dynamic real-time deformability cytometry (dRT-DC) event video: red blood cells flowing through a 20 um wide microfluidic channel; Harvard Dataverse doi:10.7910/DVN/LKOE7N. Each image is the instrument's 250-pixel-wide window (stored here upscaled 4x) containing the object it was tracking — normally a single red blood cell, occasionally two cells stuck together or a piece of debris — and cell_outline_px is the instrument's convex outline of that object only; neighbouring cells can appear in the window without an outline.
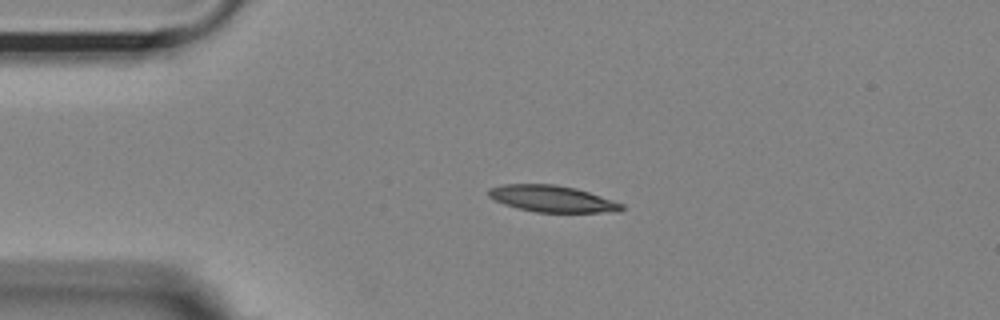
{"species": "Egyptian fruit bat (a non-hibernating species)", "species_latin": "Rousettus aegyptiacus", "temperature_condition": "room temperature", "stored_images_in_passage": 27, "camera_frame_rate_fps": 3000, "um_per_image_px": 0.085, "animal": {"sex": "female"}, "frame": {"image": 1, "passage_image": 1, "time_ms": 0.0, "image_size_px": [1000, 320], "cell_outline_px": [[624, 208], [616, 212], [536, 212], [504, 204], [488, 196], [488, 188], [504, 184], [556, 184], [576, 188], [624, 204]], "centroid_in_image_um": [46.93, 16.89], "position_along_channel_um": 38.1, "area_um2": 20.4}}
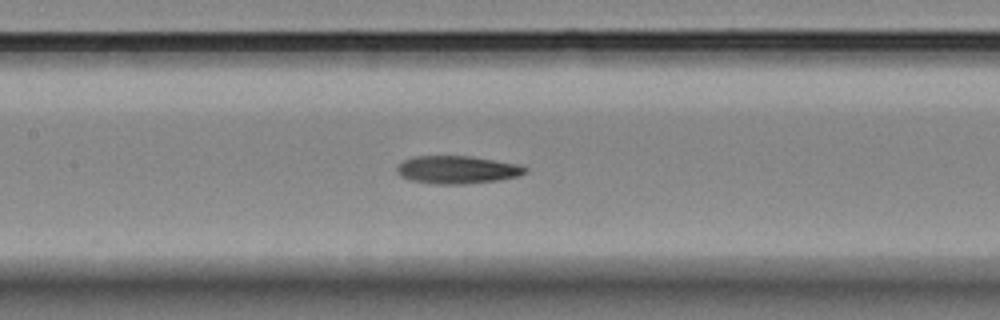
{"frame": {"image": 2, "passage_image": 14, "time_ms": 4.333, "image_size_px": [1000, 320], "cell_outline_px": [[528, 172], [520, 176], [500, 180], [464, 184], [436, 184], [412, 180], [400, 176], [396, 172], [396, 168], [404, 160], [416, 156], [472, 156], [516, 164], [528, 168]], "centroid_in_image_um": [38.89, 14.43], "position_along_channel_um": 168.5, "area_um2": 20.81}}
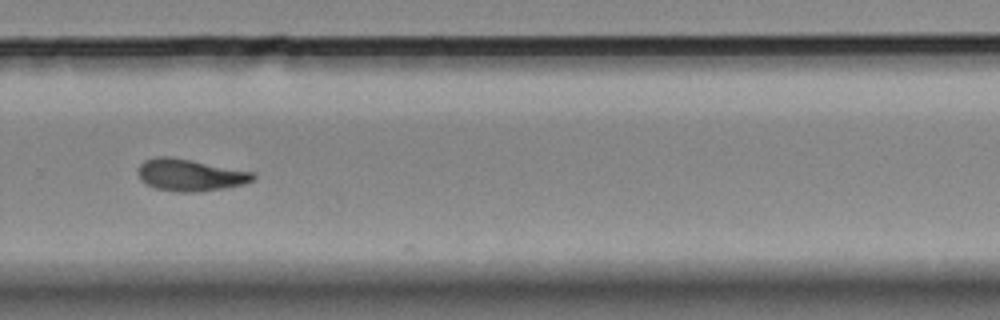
{"frame": {"image": 3, "passage_image": 26, "time_ms": 8.333, "image_size_px": [1000, 320], "cell_outline_px": [[256, 176], [252, 180], [244, 184], [224, 188], [196, 192], [180, 192], [156, 188], [140, 180], [136, 172], [136, 168], [144, 160], [156, 156], [168, 156], [192, 160], [256, 172]], "centroid_in_image_um": [16.14, 14.86], "position_along_channel_um": 313.7, "area_um2": 21.62}}